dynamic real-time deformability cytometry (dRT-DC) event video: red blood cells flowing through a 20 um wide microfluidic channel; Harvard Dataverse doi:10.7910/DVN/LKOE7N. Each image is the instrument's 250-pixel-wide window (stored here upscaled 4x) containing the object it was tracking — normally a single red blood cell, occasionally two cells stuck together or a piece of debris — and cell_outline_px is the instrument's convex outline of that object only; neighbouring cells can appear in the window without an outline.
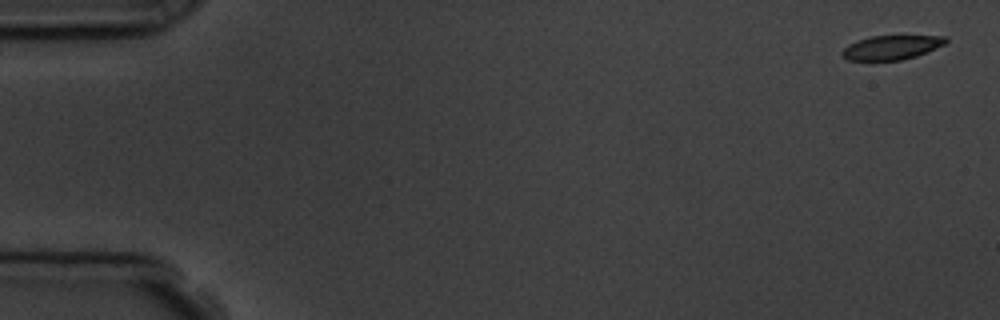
{"species": "common noctule bat (a hibernating species)", "species_latin": "Nyctalus noctula", "temperature_condition": "room temperature", "stored_images_in_passage": 4, "camera_frame_rate_fps": 3000, "um_per_image_px": 0.085, "animal": {"sex": "male", "body_mass_g": 19.5, "forearm_length_mm": 54.6}, "frame": {"image": 1, "passage_image": 1, "time_ms": 0.0, "image_size_px": [1000, 320], "cell_outline_px": [[948, 40], [944, 44], [916, 56], [900, 60], [848, 60], [840, 56], [840, 52], [848, 44], [856, 40], [868, 36], [948, 36]], "centroid_in_image_um": [75.71, 4.03], "position_along_channel_um": 9.3, "area_um2": 14.62}}